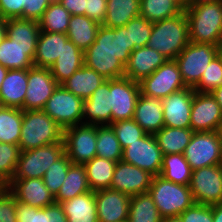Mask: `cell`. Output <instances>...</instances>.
Instances as JSON below:
<instances>
[{
	"label": "cell",
	"mask_w": 222,
	"mask_h": 222,
	"mask_svg": "<svg viewBox=\"0 0 222 222\" xmlns=\"http://www.w3.org/2000/svg\"><path fill=\"white\" fill-rule=\"evenodd\" d=\"M131 52L129 31L125 27L100 25L95 41L84 52V65L106 80L122 78Z\"/></svg>",
	"instance_id": "obj_1"
},
{
	"label": "cell",
	"mask_w": 222,
	"mask_h": 222,
	"mask_svg": "<svg viewBox=\"0 0 222 222\" xmlns=\"http://www.w3.org/2000/svg\"><path fill=\"white\" fill-rule=\"evenodd\" d=\"M189 43L188 20L183 9L173 17L153 23L147 46L168 60H175Z\"/></svg>",
	"instance_id": "obj_2"
},
{
	"label": "cell",
	"mask_w": 222,
	"mask_h": 222,
	"mask_svg": "<svg viewBox=\"0 0 222 222\" xmlns=\"http://www.w3.org/2000/svg\"><path fill=\"white\" fill-rule=\"evenodd\" d=\"M190 42L222 47V1L183 8Z\"/></svg>",
	"instance_id": "obj_3"
},
{
	"label": "cell",
	"mask_w": 222,
	"mask_h": 222,
	"mask_svg": "<svg viewBox=\"0 0 222 222\" xmlns=\"http://www.w3.org/2000/svg\"><path fill=\"white\" fill-rule=\"evenodd\" d=\"M63 142V129L43 110L23 111L21 151Z\"/></svg>",
	"instance_id": "obj_4"
},
{
	"label": "cell",
	"mask_w": 222,
	"mask_h": 222,
	"mask_svg": "<svg viewBox=\"0 0 222 222\" xmlns=\"http://www.w3.org/2000/svg\"><path fill=\"white\" fill-rule=\"evenodd\" d=\"M148 193L163 218L179 216L195 203L189 186L167 181L160 175L152 178Z\"/></svg>",
	"instance_id": "obj_5"
},
{
	"label": "cell",
	"mask_w": 222,
	"mask_h": 222,
	"mask_svg": "<svg viewBox=\"0 0 222 222\" xmlns=\"http://www.w3.org/2000/svg\"><path fill=\"white\" fill-rule=\"evenodd\" d=\"M221 47L190 42L176 57L182 79L187 87H194L211 61L219 54Z\"/></svg>",
	"instance_id": "obj_6"
},
{
	"label": "cell",
	"mask_w": 222,
	"mask_h": 222,
	"mask_svg": "<svg viewBox=\"0 0 222 222\" xmlns=\"http://www.w3.org/2000/svg\"><path fill=\"white\" fill-rule=\"evenodd\" d=\"M64 153V143H54L21 151L12 179L43 178L49 166Z\"/></svg>",
	"instance_id": "obj_7"
},
{
	"label": "cell",
	"mask_w": 222,
	"mask_h": 222,
	"mask_svg": "<svg viewBox=\"0 0 222 222\" xmlns=\"http://www.w3.org/2000/svg\"><path fill=\"white\" fill-rule=\"evenodd\" d=\"M84 100L58 85L43 111L63 130L83 123Z\"/></svg>",
	"instance_id": "obj_8"
},
{
	"label": "cell",
	"mask_w": 222,
	"mask_h": 222,
	"mask_svg": "<svg viewBox=\"0 0 222 222\" xmlns=\"http://www.w3.org/2000/svg\"><path fill=\"white\" fill-rule=\"evenodd\" d=\"M65 153L73 164H81L96 157L97 125L77 124L63 130Z\"/></svg>",
	"instance_id": "obj_9"
},
{
	"label": "cell",
	"mask_w": 222,
	"mask_h": 222,
	"mask_svg": "<svg viewBox=\"0 0 222 222\" xmlns=\"http://www.w3.org/2000/svg\"><path fill=\"white\" fill-rule=\"evenodd\" d=\"M140 94L164 99L171 93L186 88L179 66L175 60H167L150 76L139 82Z\"/></svg>",
	"instance_id": "obj_10"
},
{
	"label": "cell",
	"mask_w": 222,
	"mask_h": 222,
	"mask_svg": "<svg viewBox=\"0 0 222 222\" xmlns=\"http://www.w3.org/2000/svg\"><path fill=\"white\" fill-rule=\"evenodd\" d=\"M183 155L192 170L219 165L222 150L218 132H194Z\"/></svg>",
	"instance_id": "obj_11"
},
{
	"label": "cell",
	"mask_w": 222,
	"mask_h": 222,
	"mask_svg": "<svg viewBox=\"0 0 222 222\" xmlns=\"http://www.w3.org/2000/svg\"><path fill=\"white\" fill-rule=\"evenodd\" d=\"M194 202L214 205L222 202V169L220 164L192 171L189 184Z\"/></svg>",
	"instance_id": "obj_12"
},
{
	"label": "cell",
	"mask_w": 222,
	"mask_h": 222,
	"mask_svg": "<svg viewBox=\"0 0 222 222\" xmlns=\"http://www.w3.org/2000/svg\"><path fill=\"white\" fill-rule=\"evenodd\" d=\"M122 160L151 174L160 175L163 154L154 135L146 134L123 149Z\"/></svg>",
	"instance_id": "obj_13"
},
{
	"label": "cell",
	"mask_w": 222,
	"mask_h": 222,
	"mask_svg": "<svg viewBox=\"0 0 222 222\" xmlns=\"http://www.w3.org/2000/svg\"><path fill=\"white\" fill-rule=\"evenodd\" d=\"M139 95V82L126 77L111 79V123L119 120L132 119Z\"/></svg>",
	"instance_id": "obj_14"
},
{
	"label": "cell",
	"mask_w": 222,
	"mask_h": 222,
	"mask_svg": "<svg viewBox=\"0 0 222 222\" xmlns=\"http://www.w3.org/2000/svg\"><path fill=\"white\" fill-rule=\"evenodd\" d=\"M27 90L24 99V111L43 110L47 100L59 85L49 68L31 67L27 69Z\"/></svg>",
	"instance_id": "obj_15"
},
{
	"label": "cell",
	"mask_w": 222,
	"mask_h": 222,
	"mask_svg": "<svg viewBox=\"0 0 222 222\" xmlns=\"http://www.w3.org/2000/svg\"><path fill=\"white\" fill-rule=\"evenodd\" d=\"M221 122V108L211 93L194 91L190 128L194 132L217 131Z\"/></svg>",
	"instance_id": "obj_16"
},
{
	"label": "cell",
	"mask_w": 222,
	"mask_h": 222,
	"mask_svg": "<svg viewBox=\"0 0 222 222\" xmlns=\"http://www.w3.org/2000/svg\"><path fill=\"white\" fill-rule=\"evenodd\" d=\"M153 176L148 172L123 160L116 162L110 188L135 196L148 193Z\"/></svg>",
	"instance_id": "obj_17"
},
{
	"label": "cell",
	"mask_w": 222,
	"mask_h": 222,
	"mask_svg": "<svg viewBox=\"0 0 222 222\" xmlns=\"http://www.w3.org/2000/svg\"><path fill=\"white\" fill-rule=\"evenodd\" d=\"M194 89L186 87L162 100L164 125L172 128H190Z\"/></svg>",
	"instance_id": "obj_18"
},
{
	"label": "cell",
	"mask_w": 222,
	"mask_h": 222,
	"mask_svg": "<svg viewBox=\"0 0 222 222\" xmlns=\"http://www.w3.org/2000/svg\"><path fill=\"white\" fill-rule=\"evenodd\" d=\"M98 222L128 221L131 197L111 188L94 191Z\"/></svg>",
	"instance_id": "obj_19"
},
{
	"label": "cell",
	"mask_w": 222,
	"mask_h": 222,
	"mask_svg": "<svg viewBox=\"0 0 222 222\" xmlns=\"http://www.w3.org/2000/svg\"><path fill=\"white\" fill-rule=\"evenodd\" d=\"M6 187L15 200L36 208H44L55 202V197L42 178L12 179Z\"/></svg>",
	"instance_id": "obj_20"
},
{
	"label": "cell",
	"mask_w": 222,
	"mask_h": 222,
	"mask_svg": "<svg viewBox=\"0 0 222 222\" xmlns=\"http://www.w3.org/2000/svg\"><path fill=\"white\" fill-rule=\"evenodd\" d=\"M168 59L148 46L134 49L125 65L124 77L140 82L143 78L150 76Z\"/></svg>",
	"instance_id": "obj_21"
},
{
	"label": "cell",
	"mask_w": 222,
	"mask_h": 222,
	"mask_svg": "<svg viewBox=\"0 0 222 222\" xmlns=\"http://www.w3.org/2000/svg\"><path fill=\"white\" fill-rule=\"evenodd\" d=\"M110 80L101 84L84 100L83 123L98 126L111 124Z\"/></svg>",
	"instance_id": "obj_22"
},
{
	"label": "cell",
	"mask_w": 222,
	"mask_h": 222,
	"mask_svg": "<svg viewBox=\"0 0 222 222\" xmlns=\"http://www.w3.org/2000/svg\"><path fill=\"white\" fill-rule=\"evenodd\" d=\"M133 119L147 134L155 135L165 126L162 99L140 94Z\"/></svg>",
	"instance_id": "obj_23"
},
{
	"label": "cell",
	"mask_w": 222,
	"mask_h": 222,
	"mask_svg": "<svg viewBox=\"0 0 222 222\" xmlns=\"http://www.w3.org/2000/svg\"><path fill=\"white\" fill-rule=\"evenodd\" d=\"M27 83V69L8 70L0 89V106L24 111Z\"/></svg>",
	"instance_id": "obj_24"
},
{
	"label": "cell",
	"mask_w": 222,
	"mask_h": 222,
	"mask_svg": "<svg viewBox=\"0 0 222 222\" xmlns=\"http://www.w3.org/2000/svg\"><path fill=\"white\" fill-rule=\"evenodd\" d=\"M67 34L40 31L36 52L33 59L35 67L49 68L63 52V45L68 41Z\"/></svg>",
	"instance_id": "obj_25"
},
{
	"label": "cell",
	"mask_w": 222,
	"mask_h": 222,
	"mask_svg": "<svg viewBox=\"0 0 222 222\" xmlns=\"http://www.w3.org/2000/svg\"><path fill=\"white\" fill-rule=\"evenodd\" d=\"M36 46H20L7 36L0 43V64L10 69H29L34 66Z\"/></svg>",
	"instance_id": "obj_26"
},
{
	"label": "cell",
	"mask_w": 222,
	"mask_h": 222,
	"mask_svg": "<svg viewBox=\"0 0 222 222\" xmlns=\"http://www.w3.org/2000/svg\"><path fill=\"white\" fill-rule=\"evenodd\" d=\"M51 0H0L3 19L22 18L39 21Z\"/></svg>",
	"instance_id": "obj_27"
},
{
	"label": "cell",
	"mask_w": 222,
	"mask_h": 222,
	"mask_svg": "<svg viewBox=\"0 0 222 222\" xmlns=\"http://www.w3.org/2000/svg\"><path fill=\"white\" fill-rule=\"evenodd\" d=\"M83 65L84 52L68 40L63 45V52L49 69L56 82L61 85Z\"/></svg>",
	"instance_id": "obj_28"
},
{
	"label": "cell",
	"mask_w": 222,
	"mask_h": 222,
	"mask_svg": "<svg viewBox=\"0 0 222 222\" xmlns=\"http://www.w3.org/2000/svg\"><path fill=\"white\" fill-rule=\"evenodd\" d=\"M60 204L67 222H98L94 191L85 192Z\"/></svg>",
	"instance_id": "obj_29"
},
{
	"label": "cell",
	"mask_w": 222,
	"mask_h": 222,
	"mask_svg": "<svg viewBox=\"0 0 222 222\" xmlns=\"http://www.w3.org/2000/svg\"><path fill=\"white\" fill-rule=\"evenodd\" d=\"M106 79L95 70L83 65L61 85L77 97L88 99Z\"/></svg>",
	"instance_id": "obj_30"
},
{
	"label": "cell",
	"mask_w": 222,
	"mask_h": 222,
	"mask_svg": "<svg viewBox=\"0 0 222 222\" xmlns=\"http://www.w3.org/2000/svg\"><path fill=\"white\" fill-rule=\"evenodd\" d=\"M100 25L86 15H71L66 34L72 43L85 52L95 41Z\"/></svg>",
	"instance_id": "obj_31"
},
{
	"label": "cell",
	"mask_w": 222,
	"mask_h": 222,
	"mask_svg": "<svg viewBox=\"0 0 222 222\" xmlns=\"http://www.w3.org/2000/svg\"><path fill=\"white\" fill-rule=\"evenodd\" d=\"M17 222H67L60 203L36 208L15 200Z\"/></svg>",
	"instance_id": "obj_32"
},
{
	"label": "cell",
	"mask_w": 222,
	"mask_h": 222,
	"mask_svg": "<svg viewBox=\"0 0 222 222\" xmlns=\"http://www.w3.org/2000/svg\"><path fill=\"white\" fill-rule=\"evenodd\" d=\"M140 16V0H107L106 18L102 25L108 28L124 27Z\"/></svg>",
	"instance_id": "obj_33"
},
{
	"label": "cell",
	"mask_w": 222,
	"mask_h": 222,
	"mask_svg": "<svg viewBox=\"0 0 222 222\" xmlns=\"http://www.w3.org/2000/svg\"><path fill=\"white\" fill-rule=\"evenodd\" d=\"M194 134L191 128H172L164 126L154 136L163 155L183 154Z\"/></svg>",
	"instance_id": "obj_34"
},
{
	"label": "cell",
	"mask_w": 222,
	"mask_h": 222,
	"mask_svg": "<svg viewBox=\"0 0 222 222\" xmlns=\"http://www.w3.org/2000/svg\"><path fill=\"white\" fill-rule=\"evenodd\" d=\"M36 20L9 18L6 19V36L20 46H37L40 34Z\"/></svg>",
	"instance_id": "obj_35"
},
{
	"label": "cell",
	"mask_w": 222,
	"mask_h": 222,
	"mask_svg": "<svg viewBox=\"0 0 222 222\" xmlns=\"http://www.w3.org/2000/svg\"><path fill=\"white\" fill-rule=\"evenodd\" d=\"M89 191L91 190L87 182L84 165L72 163L59 192L55 196V202L61 203Z\"/></svg>",
	"instance_id": "obj_36"
},
{
	"label": "cell",
	"mask_w": 222,
	"mask_h": 222,
	"mask_svg": "<svg viewBox=\"0 0 222 222\" xmlns=\"http://www.w3.org/2000/svg\"><path fill=\"white\" fill-rule=\"evenodd\" d=\"M87 182L91 191L110 188L116 162L94 157L84 164Z\"/></svg>",
	"instance_id": "obj_37"
},
{
	"label": "cell",
	"mask_w": 222,
	"mask_h": 222,
	"mask_svg": "<svg viewBox=\"0 0 222 222\" xmlns=\"http://www.w3.org/2000/svg\"><path fill=\"white\" fill-rule=\"evenodd\" d=\"M192 171L183 154L163 155L160 176L165 180L189 186Z\"/></svg>",
	"instance_id": "obj_38"
},
{
	"label": "cell",
	"mask_w": 222,
	"mask_h": 222,
	"mask_svg": "<svg viewBox=\"0 0 222 222\" xmlns=\"http://www.w3.org/2000/svg\"><path fill=\"white\" fill-rule=\"evenodd\" d=\"M23 110L0 106V142L19 145Z\"/></svg>",
	"instance_id": "obj_39"
},
{
	"label": "cell",
	"mask_w": 222,
	"mask_h": 222,
	"mask_svg": "<svg viewBox=\"0 0 222 222\" xmlns=\"http://www.w3.org/2000/svg\"><path fill=\"white\" fill-rule=\"evenodd\" d=\"M162 219L149 193L131 196L128 222H161Z\"/></svg>",
	"instance_id": "obj_40"
},
{
	"label": "cell",
	"mask_w": 222,
	"mask_h": 222,
	"mask_svg": "<svg viewBox=\"0 0 222 222\" xmlns=\"http://www.w3.org/2000/svg\"><path fill=\"white\" fill-rule=\"evenodd\" d=\"M96 156L113 162L122 160L123 149L110 125H97Z\"/></svg>",
	"instance_id": "obj_41"
},
{
	"label": "cell",
	"mask_w": 222,
	"mask_h": 222,
	"mask_svg": "<svg viewBox=\"0 0 222 222\" xmlns=\"http://www.w3.org/2000/svg\"><path fill=\"white\" fill-rule=\"evenodd\" d=\"M182 10L176 0H140V16L152 23L173 17Z\"/></svg>",
	"instance_id": "obj_42"
},
{
	"label": "cell",
	"mask_w": 222,
	"mask_h": 222,
	"mask_svg": "<svg viewBox=\"0 0 222 222\" xmlns=\"http://www.w3.org/2000/svg\"><path fill=\"white\" fill-rule=\"evenodd\" d=\"M71 14L59 1L51 2L38 21L41 31L67 33Z\"/></svg>",
	"instance_id": "obj_43"
},
{
	"label": "cell",
	"mask_w": 222,
	"mask_h": 222,
	"mask_svg": "<svg viewBox=\"0 0 222 222\" xmlns=\"http://www.w3.org/2000/svg\"><path fill=\"white\" fill-rule=\"evenodd\" d=\"M71 164V160L66 153H64L58 160L50 165L45 172L42 179L54 197L59 192Z\"/></svg>",
	"instance_id": "obj_44"
},
{
	"label": "cell",
	"mask_w": 222,
	"mask_h": 222,
	"mask_svg": "<svg viewBox=\"0 0 222 222\" xmlns=\"http://www.w3.org/2000/svg\"><path fill=\"white\" fill-rule=\"evenodd\" d=\"M21 154L18 145L0 142V181L7 185L13 178Z\"/></svg>",
	"instance_id": "obj_45"
},
{
	"label": "cell",
	"mask_w": 222,
	"mask_h": 222,
	"mask_svg": "<svg viewBox=\"0 0 222 222\" xmlns=\"http://www.w3.org/2000/svg\"><path fill=\"white\" fill-rule=\"evenodd\" d=\"M222 86V57L218 54L203 72L200 81L193 87L195 92L211 93Z\"/></svg>",
	"instance_id": "obj_46"
},
{
	"label": "cell",
	"mask_w": 222,
	"mask_h": 222,
	"mask_svg": "<svg viewBox=\"0 0 222 222\" xmlns=\"http://www.w3.org/2000/svg\"><path fill=\"white\" fill-rule=\"evenodd\" d=\"M124 27L129 31L131 51L147 46L153 28L152 22L138 16L131 19Z\"/></svg>",
	"instance_id": "obj_47"
},
{
	"label": "cell",
	"mask_w": 222,
	"mask_h": 222,
	"mask_svg": "<svg viewBox=\"0 0 222 222\" xmlns=\"http://www.w3.org/2000/svg\"><path fill=\"white\" fill-rule=\"evenodd\" d=\"M110 126L114 130L122 149L147 134L133 118L113 122Z\"/></svg>",
	"instance_id": "obj_48"
},
{
	"label": "cell",
	"mask_w": 222,
	"mask_h": 222,
	"mask_svg": "<svg viewBox=\"0 0 222 222\" xmlns=\"http://www.w3.org/2000/svg\"><path fill=\"white\" fill-rule=\"evenodd\" d=\"M179 217L182 222H213L212 206L194 203Z\"/></svg>",
	"instance_id": "obj_49"
},
{
	"label": "cell",
	"mask_w": 222,
	"mask_h": 222,
	"mask_svg": "<svg viewBox=\"0 0 222 222\" xmlns=\"http://www.w3.org/2000/svg\"><path fill=\"white\" fill-rule=\"evenodd\" d=\"M0 222H17L15 197L7 187L0 191Z\"/></svg>",
	"instance_id": "obj_50"
},
{
	"label": "cell",
	"mask_w": 222,
	"mask_h": 222,
	"mask_svg": "<svg viewBox=\"0 0 222 222\" xmlns=\"http://www.w3.org/2000/svg\"><path fill=\"white\" fill-rule=\"evenodd\" d=\"M107 0H85V15L103 24L106 18Z\"/></svg>",
	"instance_id": "obj_51"
},
{
	"label": "cell",
	"mask_w": 222,
	"mask_h": 222,
	"mask_svg": "<svg viewBox=\"0 0 222 222\" xmlns=\"http://www.w3.org/2000/svg\"><path fill=\"white\" fill-rule=\"evenodd\" d=\"M71 15H85V0H59Z\"/></svg>",
	"instance_id": "obj_52"
},
{
	"label": "cell",
	"mask_w": 222,
	"mask_h": 222,
	"mask_svg": "<svg viewBox=\"0 0 222 222\" xmlns=\"http://www.w3.org/2000/svg\"><path fill=\"white\" fill-rule=\"evenodd\" d=\"M212 206L213 222H222V202Z\"/></svg>",
	"instance_id": "obj_53"
},
{
	"label": "cell",
	"mask_w": 222,
	"mask_h": 222,
	"mask_svg": "<svg viewBox=\"0 0 222 222\" xmlns=\"http://www.w3.org/2000/svg\"><path fill=\"white\" fill-rule=\"evenodd\" d=\"M217 1H222V0H185L183 8H191L200 4H208Z\"/></svg>",
	"instance_id": "obj_54"
},
{
	"label": "cell",
	"mask_w": 222,
	"mask_h": 222,
	"mask_svg": "<svg viewBox=\"0 0 222 222\" xmlns=\"http://www.w3.org/2000/svg\"><path fill=\"white\" fill-rule=\"evenodd\" d=\"M211 95L215 98V100L217 101V103L219 104L221 111H222V86L214 89L211 92Z\"/></svg>",
	"instance_id": "obj_55"
},
{
	"label": "cell",
	"mask_w": 222,
	"mask_h": 222,
	"mask_svg": "<svg viewBox=\"0 0 222 222\" xmlns=\"http://www.w3.org/2000/svg\"><path fill=\"white\" fill-rule=\"evenodd\" d=\"M6 36V19L0 16V43Z\"/></svg>",
	"instance_id": "obj_56"
},
{
	"label": "cell",
	"mask_w": 222,
	"mask_h": 222,
	"mask_svg": "<svg viewBox=\"0 0 222 222\" xmlns=\"http://www.w3.org/2000/svg\"><path fill=\"white\" fill-rule=\"evenodd\" d=\"M7 71L8 69L0 64V89H1L2 82L5 79V76L7 74Z\"/></svg>",
	"instance_id": "obj_57"
},
{
	"label": "cell",
	"mask_w": 222,
	"mask_h": 222,
	"mask_svg": "<svg viewBox=\"0 0 222 222\" xmlns=\"http://www.w3.org/2000/svg\"><path fill=\"white\" fill-rule=\"evenodd\" d=\"M161 222H182L179 216L164 217Z\"/></svg>",
	"instance_id": "obj_58"
},
{
	"label": "cell",
	"mask_w": 222,
	"mask_h": 222,
	"mask_svg": "<svg viewBox=\"0 0 222 222\" xmlns=\"http://www.w3.org/2000/svg\"><path fill=\"white\" fill-rule=\"evenodd\" d=\"M217 132H218V134H219L220 144H221V150H222V122L220 123V126L218 127Z\"/></svg>",
	"instance_id": "obj_59"
},
{
	"label": "cell",
	"mask_w": 222,
	"mask_h": 222,
	"mask_svg": "<svg viewBox=\"0 0 222 222\" xmlns=\"http://www.w3.org/2000/svg\"><path fill=\"white\" fill-rule=\"evenodd\" d=\"M182 7H184L185 0H176Z\"/></svg>",
	"instance_id": "obj_60"
},
{
	"label": "cell",
	"mask_w": 222,
	"mask_h": 222,
	"mask_svg": "<svg viewBox=\"0 0 222 222\" xmlns=\"http://www.w3.org/2000/svg\"><path fill=\"white\" fill-rule=\"evenodd\" d=\"M4 187H6V185L0 181V191H1Z\"/></svg>",
	"instance_id": "obj_61"
},
{
	"label": "cell",
	"mask_w": 222,
	"mask_h": 222,
	"mask_svg": "<svg viewBox=\"0 0 222 222\" xmlns=\"http://www.w3.org/2000/svg\"><path fill=\"white\" fill-rule=\"evenodd\" d=\"M219 55L222 57V47L220 49Z\"/></svg>",
	"instance_id": "obj_62"
}]
</instances>
